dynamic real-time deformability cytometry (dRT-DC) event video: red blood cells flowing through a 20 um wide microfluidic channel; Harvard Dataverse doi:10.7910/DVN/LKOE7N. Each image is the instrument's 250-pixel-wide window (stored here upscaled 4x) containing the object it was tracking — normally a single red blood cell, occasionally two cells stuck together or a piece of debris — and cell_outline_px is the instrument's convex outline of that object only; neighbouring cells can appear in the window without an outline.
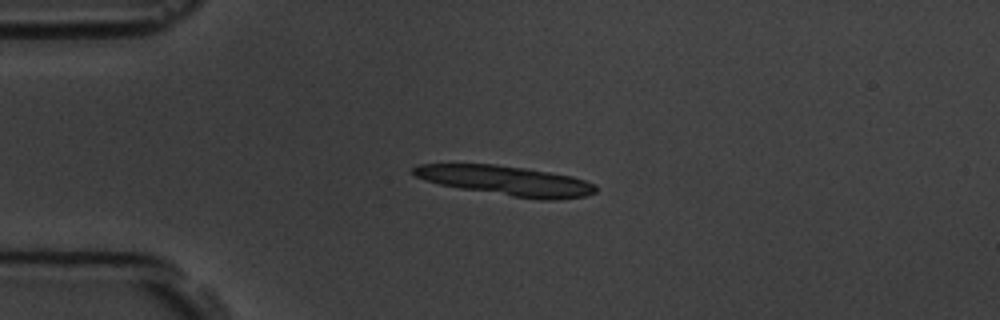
{"species": "common noctule bat (a hibernating species)", "species_latin": "Nyctalus noctula", "temperature_condition": "room temperature", "stored_images_in_passage": 5, "camera_frame_rate_fps": 3000, "um_per_image_px": 0.085, "animal": {"sex": "male", "body_mass_g": 19.5, "forearm_length_mm": 54.6}, "frame": {"image": 1, "passage_image": 3, "time_ms": 3.0, "image_size_px": [1000, 320], "cell_outline_px": [[596, 192], [584, 196], [552, 200], [540, 200], [512, 196], [460, 188], [440, 184], [416, 176], [412, 172], [412, 168], [420, 164], [496, 164], [524, 168], [572, 176], [596, 184]], "centroid_in_image_um": [43.05, 15.35], "position_along_channel_um": 42.0, "area_um2": 31.15}}